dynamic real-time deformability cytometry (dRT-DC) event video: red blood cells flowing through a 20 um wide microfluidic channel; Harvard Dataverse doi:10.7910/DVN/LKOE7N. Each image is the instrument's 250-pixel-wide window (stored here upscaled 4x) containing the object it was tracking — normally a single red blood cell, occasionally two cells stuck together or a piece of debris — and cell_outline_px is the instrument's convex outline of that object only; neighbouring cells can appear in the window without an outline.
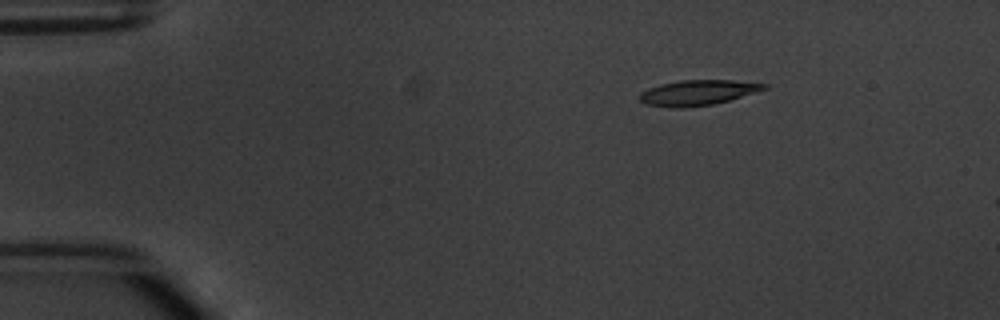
{"species": "common noctule bat (a hibernating species)", "species_latin": "Nyctalus noctula", "temperature_condition": "warm", "stored_images_in_passage": 4, "camera_frame_rate_fps": 3000, "um_per_image_px": 0.085, "animal": {"sex": "male", "body_mass_g": 20.1, "forearm_length_mm": 53.5}, "frame": {"image": 1, "passage_image": 3, "time_ms": 2.333, "image_size_px": [1000, 320], "cell_outline_px": [[768, 88], [728, 100], [712, 104], [684, 108], [672, 108], [644, 104], [640, 100], [640, 92], [648, 88], [660, 84], [680, 80], [732, 80], [768, 84]], "centroid_in_image_um": [59.26, 7.87], "position_along_channel_um": 25.7, "area_um2": 18.26}}